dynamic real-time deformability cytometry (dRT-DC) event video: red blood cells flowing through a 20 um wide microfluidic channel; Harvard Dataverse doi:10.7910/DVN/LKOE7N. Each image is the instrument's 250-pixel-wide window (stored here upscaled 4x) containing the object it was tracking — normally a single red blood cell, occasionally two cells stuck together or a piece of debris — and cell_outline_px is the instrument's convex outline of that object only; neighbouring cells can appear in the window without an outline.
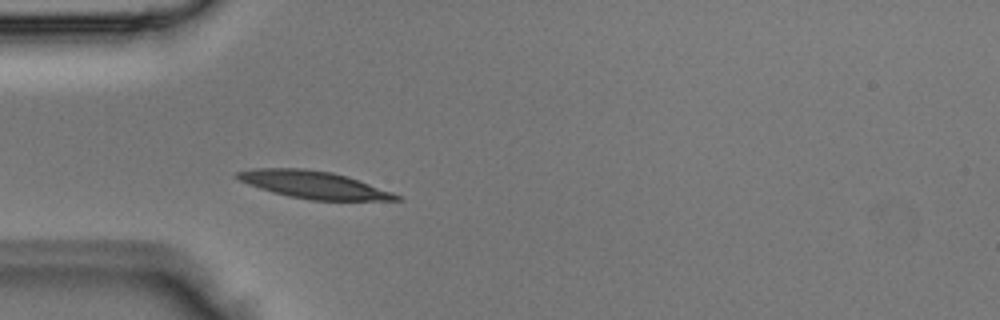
{"species": "Egyptian fruit bat (a non-hibernating species)", "species_latin": "Rousettus aegyptiacus", "temperature_condition": "room temperature", "stored_images_in_passage": 3, "camera_frame_rate_fps": 3000, "um_per_image_px": 0.085, "animal": {"sex": "male"}, "frame": {"image": 1, "passage_image": 3, "time_ms": 0.667, "image_size_px": [1000, 320], "cell_outline_px": [[404, 200], [312, 200], [288, 196], [272, 192], [248, 184], [240, 180], [236, 176], [236, 172], [252, 168], [304, 168], [332, 172], [348, 176], [392, 192], [400, 196]], "centroid_in_image_um": [26.66, 15.69], "position_along_channel_um": 58.3, "area_um2": 25.26}}